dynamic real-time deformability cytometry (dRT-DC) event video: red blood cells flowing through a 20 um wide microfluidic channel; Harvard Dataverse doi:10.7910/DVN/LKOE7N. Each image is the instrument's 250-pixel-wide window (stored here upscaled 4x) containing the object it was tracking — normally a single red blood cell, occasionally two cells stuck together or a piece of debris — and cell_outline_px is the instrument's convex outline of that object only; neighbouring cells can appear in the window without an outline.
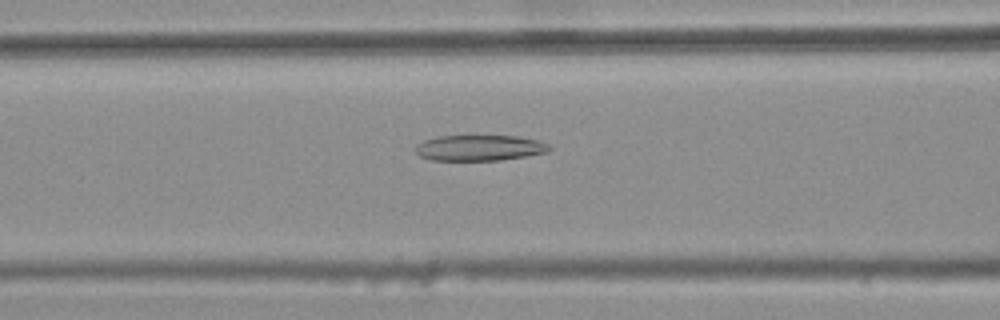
{"species": "common noctule bat (a hibernating species)", "species_latin": "Nyctalus noctula", "temperature_condition": "warm", "stored_images_in_passage": 47, "camera_frame_rate_fps": 3000, "um_per_image_px": 0.085, "animal": {"sex": "female", "body_mass_g": 25.1}, "frame": {"image": 1, "passage_image": 21, "time_ms": 6.667, "image_size_px": [1000, 320], "cell_outline_px": [[552, 148], [548, 152], [528, 156], [500, 160], [432, 160], [420, 156], [412, 148], [416, 144], [424, 140], [436, 136], [516, 136], [536, 140], [548, 144]], "centroid_in_image_um": [40.73, 12.57], "position_along_channel_um": 125.9, "area_um2": 20.17}}
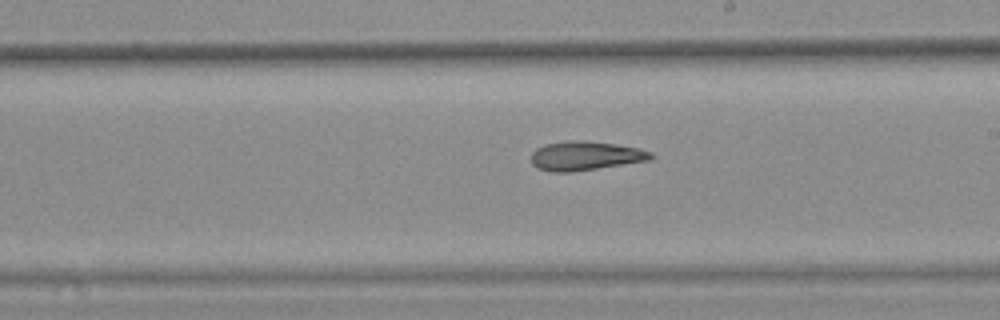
{"frame": {"image": 2, "passage_image": 30, "time_ms": 9.667, "image_size_px": [1000, 320], "cell_outline_px": [[656, 156], [648, 160], [596, 168], [568, 172], [548, 172], [536, 168], [532, 164], [532, 152], [536, 148], [544, 144], [568, 140], [580, 140], [616, 144], [640, 148], [652, 152]], "centroid_in_image_um": [49.73, 13.23], "position_along_channel_um": 239.3, "area_um2": 20.29}}
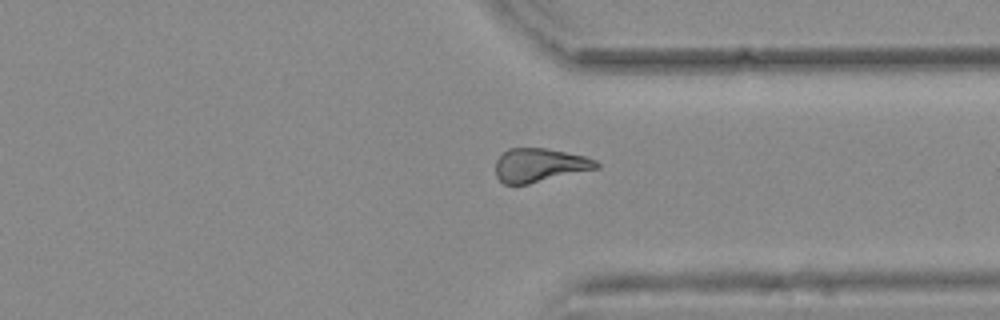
{"frame": {"image": 3, "passage_image": 40, "time_ms": 13.0, "image_size_px": [1000, 320], "cell_outline_px": [[600, 168], [528, 184], [504, 184], [496, 176], [496, 160], [508, 148], [544, 148], [584, 156], [596, 160], [600, 164]], "centroid_in_image_um": [45.88, 14.04], "position_along_channel_um": 365.5, "area_um2": 19.71}, "authors_computed_cell_mechanics": {"area_um2": 20.6924, "velocity_mm_per_s": 3.7879, "shape_relaxation_time_tau1_ms": null, "shape_relaxation_time_tau2_ms": 7.6618, "deformation_change_tau1": null, "deformation_change_tau2": 0.1919}}